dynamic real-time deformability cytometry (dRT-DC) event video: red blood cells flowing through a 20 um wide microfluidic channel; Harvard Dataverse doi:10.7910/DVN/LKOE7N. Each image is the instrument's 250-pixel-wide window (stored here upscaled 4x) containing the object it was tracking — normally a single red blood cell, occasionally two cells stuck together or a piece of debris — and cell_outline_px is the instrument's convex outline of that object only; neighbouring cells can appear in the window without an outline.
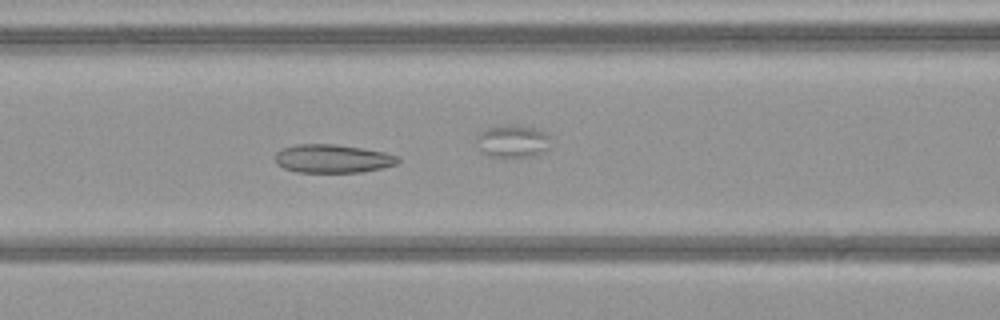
{"species": "common noctule bat (a hibernating species)", "species_latin": "Nyctalus noctula", "temperature_condition": "warm", "stored_images_in_passage": 39, "camera_frame_rate_fps": 3000, "um_per_image_px": 0.085, "animal": {"sex": "female", "body_mass_g": 21.9}, "frame": {"image": 1, "passage_image": 11, "time_ms": 3.333, "image_size_px": [1000, 320], "cell_outline_px": [[400, 160], [396, 164], [384, 168], [364, 172], [296, 172], [284, 168], [276, 164], [276, 152], [280, 148], [296, 144], [336, 144], [364, 148], [384, 152], [400, 156]], "centroid_in_image_um": [28.29, 13.48], "position_along_channel_um": 138.3, "area_um2": 20.63}}
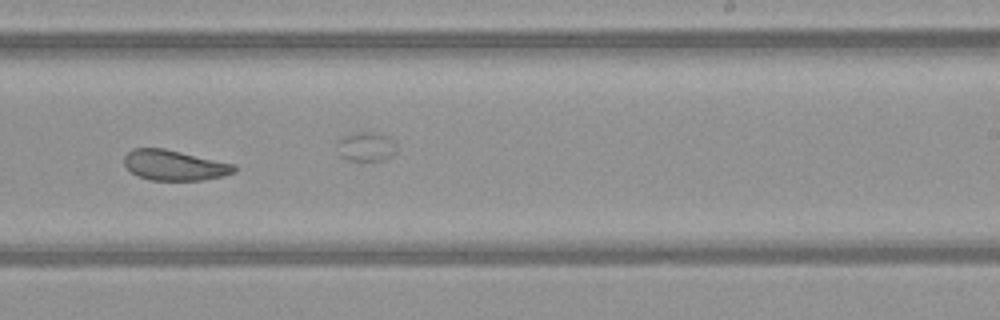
{"frame": {"image": 2, "passage_image": 21, "time_ms": 6.667, "image_size_px": [1000, 320], "cell_outline_px": [[236, 172], [224, 176], [204, 180], [152, 180], [140, 176], [132, 172], [124, 164], [124, 156], [132, 148], [164, 148], [236, 164]], "centroid_in_image_um": [14.86, 14.04], "position_along_channel_um": 274.1, "area_um2": 19.48}}
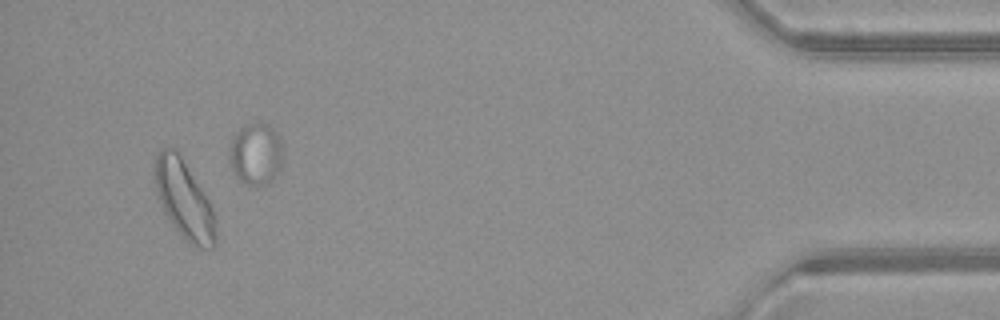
{"frame": {"image": 3, "passage_image": 37, "time_ms": 12.0, "image_size_px": [1000, 320], "cell_outline_px": [[216, 244], [212, 248], [188, 244], [172, 224], [164, 212], [156, 192], [156, 156], [160, 148], [176, 148], [208, 200], [212, 208], [216, 228]], "centroid_in_image_um": [15.65, 16.98], "position_along_channel_um": 419.6, "area_um2": 27.17}}